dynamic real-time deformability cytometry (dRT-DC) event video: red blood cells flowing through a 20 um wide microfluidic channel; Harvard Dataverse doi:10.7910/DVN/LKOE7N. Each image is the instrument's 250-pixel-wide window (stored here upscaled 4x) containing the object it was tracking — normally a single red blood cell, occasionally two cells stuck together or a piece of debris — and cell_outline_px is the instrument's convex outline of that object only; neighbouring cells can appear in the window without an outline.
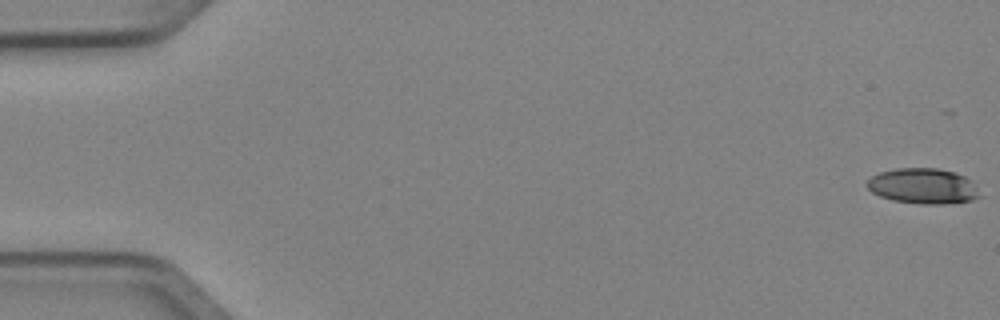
{"species": "Egyptian fruit bat (a non-hibernating species)", "species_latin": "Rousettus aegyptiacus", "temperature_condition": "cold", "stored_images_in_passage": 6, "camera_frame_rate_fps": 3000, "um_per_image_px": 0.085, "animal": {"sex": "female"}, "frame": {"image": 1, "passage_image": 1, "time_ms": 0.0, "image_size_px": [1000, 320], "cell_outline_px": [[984, 196], [972, 200], [944, 204], [920, 204], [892, 200], [880, 196], [872, 192], [864, 184], [872, 176], [880, 172], [896, 168], [936, 168], [956, 172], [964, 176]], "centroid_in_image_um": [78.45, 15.82], "position_along_channel_um": 6.6, "area_um2": 23.35}}
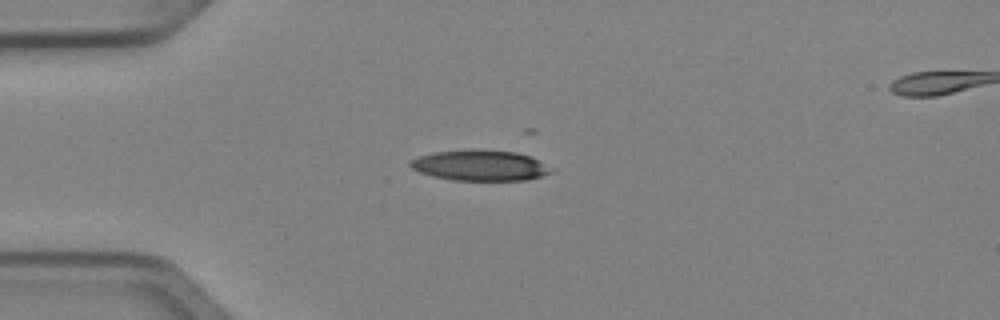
{"frame": {"image": 2, "passage_image": 4, "time_ms": 1.0, "image_size_px": [1000, 320], "cell_outline_px": [[556, 172], [528, 180], [452, 180], [432, 176], [420, 172], [412, 168], [408, 164], [412, 160], [420, 156], [436, 152], [472, 148], [476, 148], [516, 152], [532, 156], [556, 168]], "centroid_in_image_um": [40.92, 14.05], "position_along_channel_um": 44.1, "area_um2": 25.72}}